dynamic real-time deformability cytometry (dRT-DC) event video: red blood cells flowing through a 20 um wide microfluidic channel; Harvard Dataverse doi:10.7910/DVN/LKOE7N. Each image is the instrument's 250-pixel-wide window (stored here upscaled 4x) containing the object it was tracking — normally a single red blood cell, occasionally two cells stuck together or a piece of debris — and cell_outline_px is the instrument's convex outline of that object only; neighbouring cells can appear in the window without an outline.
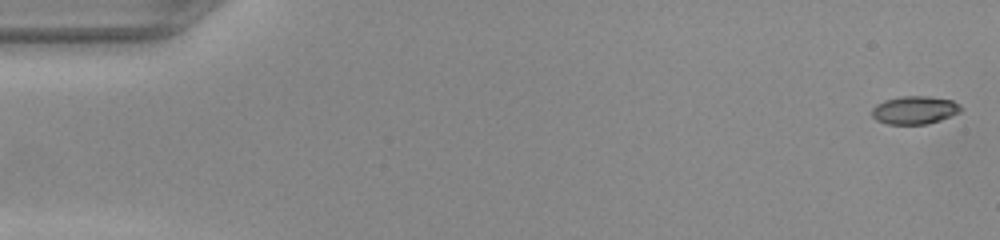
{"species": "common noctule bat (a hibernating species)", "species_latin": "Nyctalus noctula", "temperature_condition": "warm", "stored_images_in_passage": 50, "camera_frame_rate_fps": 3000, "um_per_image_px": 0.085, "animal": {"sex": "female", "body_mass_g": 22.0, "forearm_length_mm": 56.7}, "frame": {"image": 1, "passage_image": 1, "time_ms": 0.0, "image_size_px": [1000, 240], "cell_outline_px": [[960, 112], [940, 120], [924, 124], [888, 124], [876, 120], [872, 116], [872, 108], [876, 104], [884, 100], [900, 96], [928, 96], [952, 100], [960, 104]], "centroid_in_image_um": [77.72, 9.35], "position_along_channel_um": 7.3, "area_um2": 14.51}}
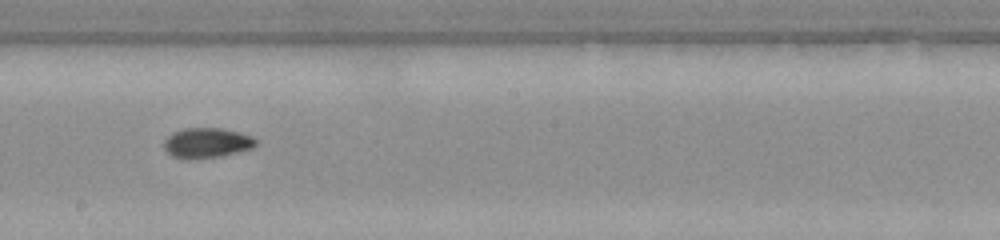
{"frame": {"image": 2, "passage_image": 28, "time_ms": 9.0, "image_size_px": [1000, 240], "cell_outline_px": [[256, 144], [252, 148], [220, 156], [188, 160], [172, 156], [164, 148], [164, 140], [168, 136], [184, 128], [220, 128], [240, 132], [252, 136], [256, 140]], "centroid_in_image_um": [17.57, 12.15], "position_along_channel_um": 230.6, "area_um2": 16.01}}
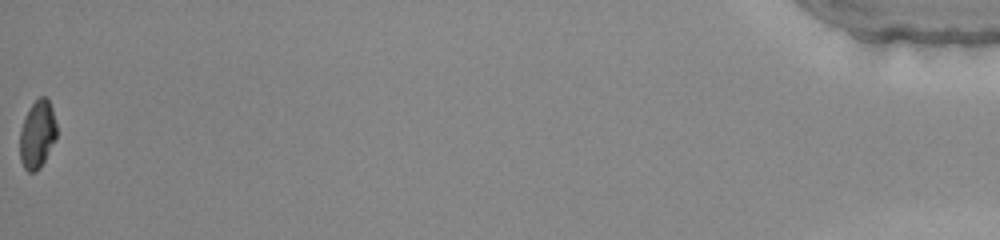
{"frame": {"image": 3, "passage_image": 50, "time_ms": 16.333, "image_size_px": [1000, 240], "cell_outline_px": [[56, 136], [40, 168], [36, 172], [28, 172], [24, 168], [20, 160], [20, 128], [24, 116], [32, 104], [40, 96], [44, 96], [48, 100], [52, 108], [56, 124]], "centroid_in_image_um": [3.14, 11.42], "position_along_channel_um": 432.1, "area_um2": 14.45}}